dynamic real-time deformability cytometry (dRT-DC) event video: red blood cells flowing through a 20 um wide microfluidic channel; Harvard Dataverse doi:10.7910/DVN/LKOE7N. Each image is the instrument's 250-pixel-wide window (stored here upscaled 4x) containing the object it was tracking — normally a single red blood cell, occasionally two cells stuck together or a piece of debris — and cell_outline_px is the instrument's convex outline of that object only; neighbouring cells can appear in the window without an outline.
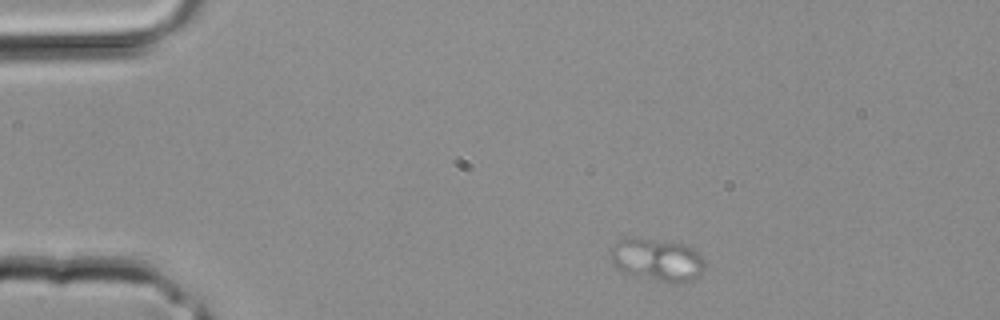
{"species": "common noctule bat (a hibernating species)", "species_latin": "Nyctalus noctula", "temperature_condition": "room temperature", "stored_images_in_passage": 2, "camera_frame_rate_fps": 3000, "um_per_image_px": 0.085, "animal": {"sex": "male", "body_mass_g": 20.4}, "frame": {"image": 1, "passage_image": 1, "time_ms": 0.0, "image_size_px": [1000, 320], "cell_outline_px": [[704, 268], [692, 280], [680, 284], [676, 284], [624, 272], [616, 268], [612, 264], [612, 248], [620, 240], [652, 240], [684, 244], [692, 248], [704, 260]], "centroid_in_image_um": [55.9, 22.12], "position_along_channel_um": 29.1, "area_um2": 22.37}}